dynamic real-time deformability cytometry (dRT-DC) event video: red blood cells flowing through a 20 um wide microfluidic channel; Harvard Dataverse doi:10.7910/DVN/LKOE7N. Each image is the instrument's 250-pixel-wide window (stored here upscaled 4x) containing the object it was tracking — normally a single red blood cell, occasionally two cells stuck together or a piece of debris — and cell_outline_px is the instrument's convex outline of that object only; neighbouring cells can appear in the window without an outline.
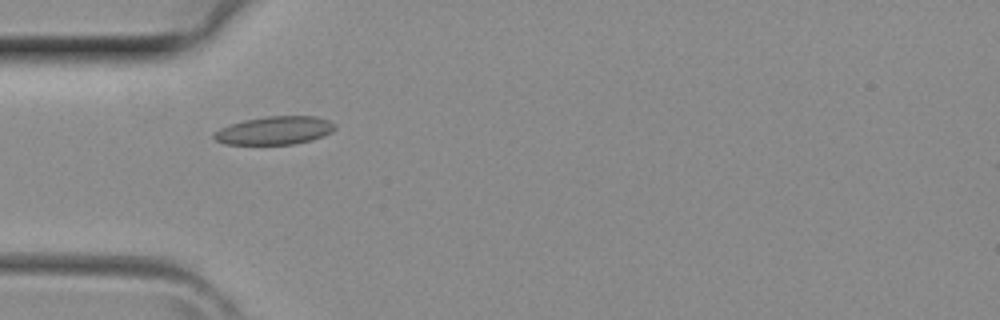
{"species": "common noctule bat (a hibernating species)", "species_latin": "Nyctalus noctula", "temperature_condition": "room temperature", "stored_images_in_passage": 2, "camera_frame_rate_fps": 3000, "um_per_image_px": 0.085, "animal": {"sex": "female", "body_mass_g": 29.2, "forearm_length_mm": 56.3}, "frame": {"image": 1, "passage_image": 2, "time_ms": 0.333, "image_size_px": [1000, 320], "cell_outline_px": [[336, 128], [332, 132], [324, 136], [312, 140], [292, 144], [224, 144], [216, 140], [212, 136], [212, 132], [220, 128], [244, 120], [264, 116], [316, 116], [328, 120], [336, 124]], "centroid_in_image_um": [23.35, 11.08], "position_along_channel_um": 61.6, "area_um2": 20.0}}